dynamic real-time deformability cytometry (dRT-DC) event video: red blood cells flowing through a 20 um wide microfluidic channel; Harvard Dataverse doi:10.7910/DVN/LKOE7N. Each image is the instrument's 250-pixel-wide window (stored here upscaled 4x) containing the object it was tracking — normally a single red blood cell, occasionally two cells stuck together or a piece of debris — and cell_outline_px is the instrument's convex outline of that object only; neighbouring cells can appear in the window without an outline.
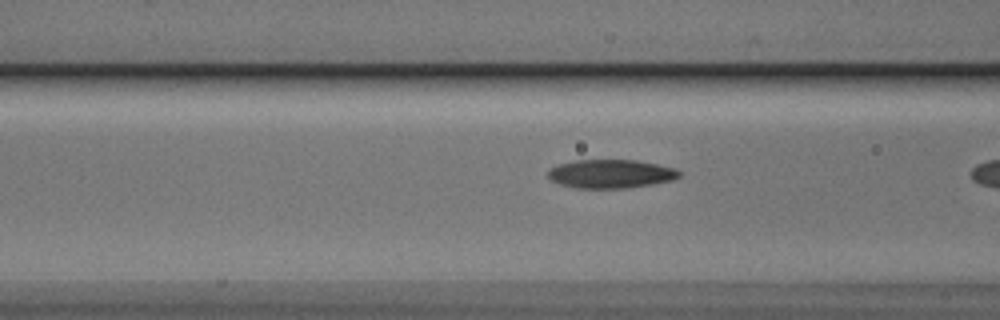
{"species": "Egyptian fruit bat (a non-hibernating species)", "species_latin": "Rousettus aegyptiacus", "temperature_condition": "cold", "stored_images_in_passage": 20, "camera_frame_rate_fps": 3000, "um_per_image_px": 0.085, "animal": {"sex": "male"}, "frame": {"image": 1, "passage_image": 19, "time_ms": 6.0, "image_size_px": [1000, 320], "cell_outline_px": [[680, 176], [672, 180], [652, 184], [624, 188], [576, 188], [560, 184], [552, 180], [548, 176], [548, 172], [552, 168], [560, 164], [576, 160], [636, 160], [676, 168], [680, 172]], "centroid_in_image_um": [51.94, 14.77], "position_along_channel_um": 114.7, "area_um2": 21.68}}